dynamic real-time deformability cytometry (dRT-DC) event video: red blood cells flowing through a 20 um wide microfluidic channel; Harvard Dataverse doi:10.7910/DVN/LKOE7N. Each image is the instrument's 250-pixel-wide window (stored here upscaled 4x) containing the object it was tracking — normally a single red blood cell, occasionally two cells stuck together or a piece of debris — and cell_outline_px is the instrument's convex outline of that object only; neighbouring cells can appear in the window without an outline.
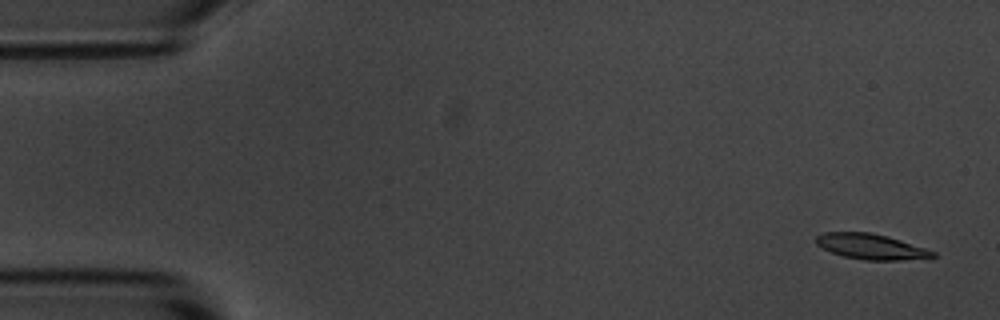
{"species": "common noctule bat (a hibernating species)", "species_latin": "Nyctalus noctula", "temperature_condition": "room temperature", "stored_images_in_passage": 9, "camera_frame_rate_fps": 3000, "um_per_image_px": 0.085, "animal": {"sex": "male", "body_mass_g": 20.1, "forearm_length_mm": 53.5}, "frame": {"image": 1, "passage_image": 1, "time_ms": 0.0, "image_size_px": [1000, 320], "cell_outline_px": [[936, 256], [900, 260], [864, 260], [844, 256], [832, 252], [816, 244], [816, 236], [824, 232], [872, 232], [888, 236], [936, 252]], "centroid_in_image_um": [74.01, 20.95], "position_along_channel_um": 11.0, "area_um2": 17.05}}
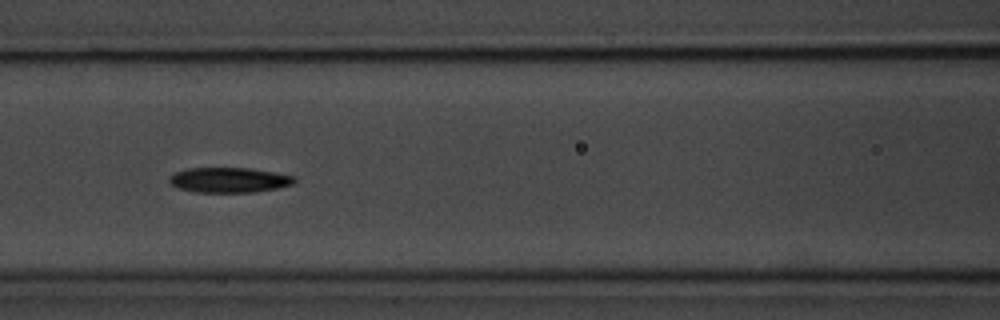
{"frame": {"image": 2, "passage_image": 7, "time_ms": 7.0, "image_size_px": [1000, 320], "cell_outline_px": [[296, 184], [276, 188], [252, 192], [196, 192], [180, 188], [168, 184], [168, 176], [176, 172], [188, 168], [248, 168], [296, 176]], "centroid_in_image_um": [19.46, 15.3], "position_along_channel_um": 147.1, "area_um2": 18.32}}
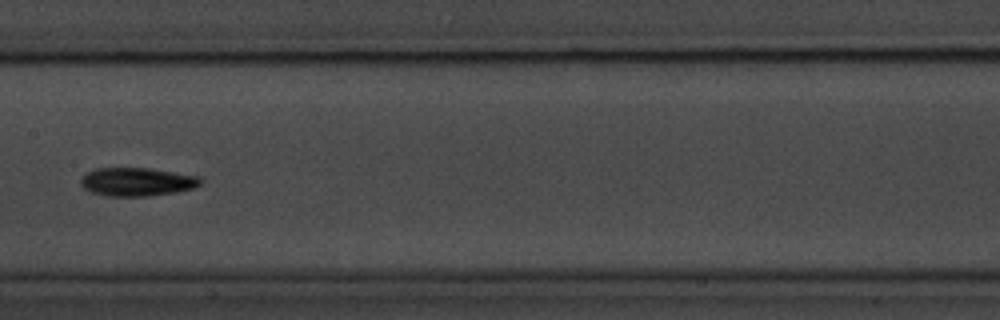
{"frame": {"image": 3, "passage_image": 8, "time_ms": 8.333, "image_size_px": [1000, 320], "cell_outline_px": [[200, 184], [192, 188], [176, 192], [148, 196], [108, 196], [92, 192], [84, 188], [80, 184], [80, 180], [88, 172], [96, 168], [148, 168], [196, 176], [200, 180]], "centroid_in_image_um": [11.59, 15.46], "position_along_channel_um": 195.8, "area_um2": 19.48}}